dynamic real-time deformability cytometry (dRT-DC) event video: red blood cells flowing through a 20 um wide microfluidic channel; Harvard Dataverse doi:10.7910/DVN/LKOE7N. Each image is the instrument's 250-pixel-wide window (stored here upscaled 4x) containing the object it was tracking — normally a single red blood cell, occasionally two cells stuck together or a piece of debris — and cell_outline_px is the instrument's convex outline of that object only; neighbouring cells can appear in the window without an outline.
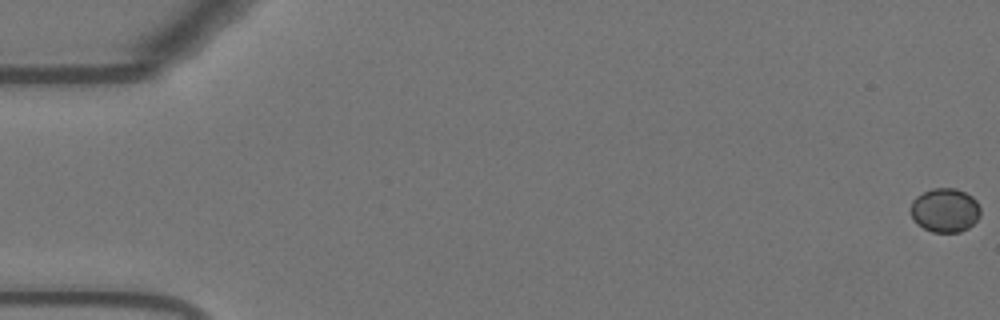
{"species": "Egyptian fruit bat (a non-hibernating species)", "species_latin": "Rousettus aegyptiacus", "temperature_condition": "warm", "stored_images_in_passage": 21, "camera_frame_rate_fps": 3000, "um_per_image_px": 0.085, "animal": {"sex": "female"}, "frame": {"image": 1, "passage_image": 1, "time_ms": 0.0, "image_size_px": [1000, 320], "cell_outline_px": [[980, 216], [968, 228], [960, 232], [932, 232], [916, 224], [912, 220], [912, 200], [916, 196], [932, 188], [956, 188], [972, 196], [976, 200], [980, 208]], "centroid_in_image_um": [80.32, 17.87], "position_along_channel_um": 4.7, "area_um2": 17.92}}
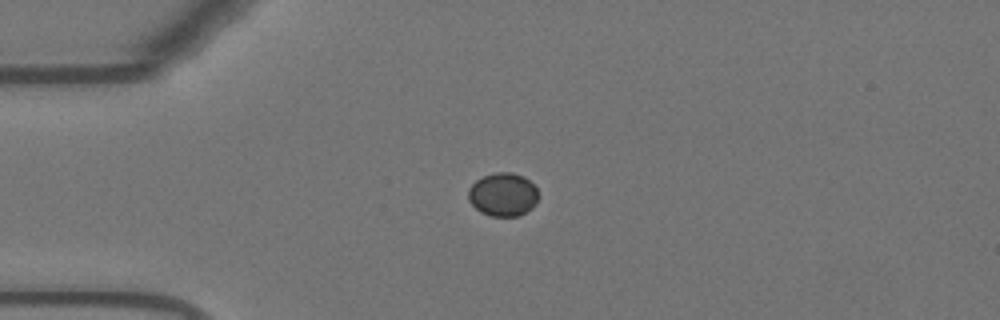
{"frame": {"image": 2, "passage_image": 15, "time_ms": 4.667, "image_size_px": [1000, 320], "cell_outline_px": [[540, 196], [536, 204], [532, 208], [516, 216], [492, 216], [480, 212], [468, 200], [468, 188], [476, 180], [484, 176], [496, 172], [512, 172], [524, 176], [536, 188]], "centroid_in_image_um": [42.76, 16.53], "position_along_channel_um": 42.2, "area_um2": 17.8}}
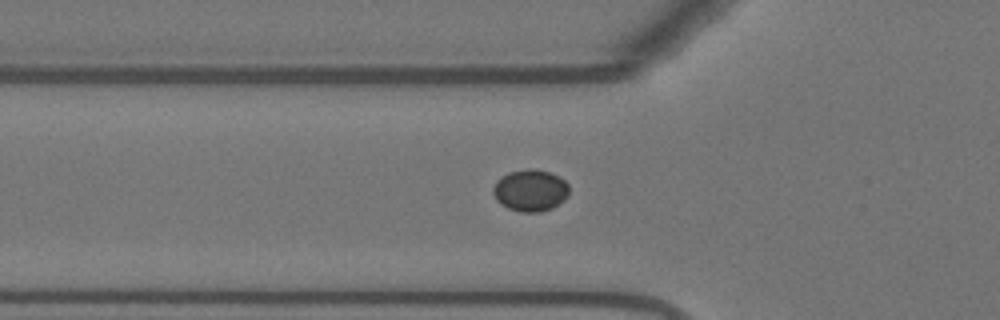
{"frame": {"image": 3, "passage_image": 20, "time_ms": 6.333, "image_size_px": [1000, 320], "cell_outline_px": [[568, 196], [564, 200], [552, 208], [540, 212], [520, 212], [508, 208], [500, 204], [496, 200], [492, 192], [492, 188], [496, 180], [508, 172], [528, 168], [536, 168], [560, 176], [568, 184]], "centroid_in_image_um": [45.06, 16.18], "position_along_channel_um": 80.7, "area_um2": 18.79}}